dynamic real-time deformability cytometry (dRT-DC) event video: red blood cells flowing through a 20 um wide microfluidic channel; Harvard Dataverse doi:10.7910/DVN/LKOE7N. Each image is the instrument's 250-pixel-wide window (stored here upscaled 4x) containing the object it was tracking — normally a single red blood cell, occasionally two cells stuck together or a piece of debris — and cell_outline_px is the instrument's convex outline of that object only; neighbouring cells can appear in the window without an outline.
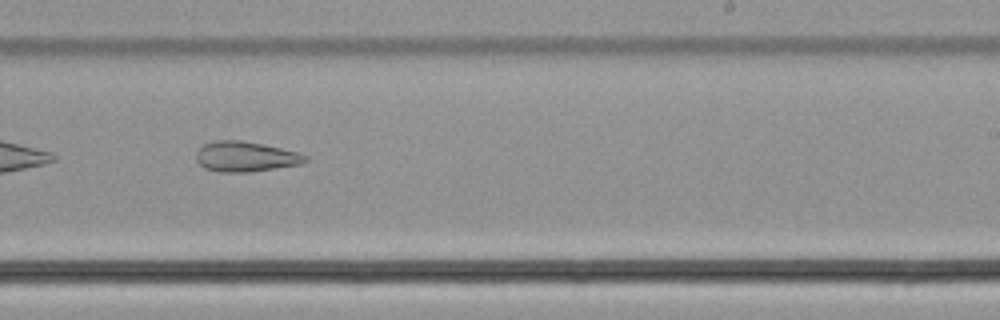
{"species": "common noctule bat (a hibernating species)", "species_latin": "Nyctalus noctula", "temperature_condition": "cold", "stored_images_in_passage": 34, "camera_frame_rate_fps": 3000, "um_per_image_px": 0.085, "animal": {"sex": "male", "body_mass_g": 21.5, "forearm_length_mm": 52.0}, "frame": {"image": 1, "passage_image": 15, "time_ms": 4.667, "image_size_px": [1000, 320], "cell_outline_px": [[308, 160], [304, 164], [252, 172], [220, 172], [204, 168], [196, 160], [196, 152], [204, 144], [212, 140], [240, 140], [300, 152], [308, 156]], "centroid_in_image_um": [20.9, 13.32], "position_along_channel_um": 268.1, "area_um2": 19.42}}